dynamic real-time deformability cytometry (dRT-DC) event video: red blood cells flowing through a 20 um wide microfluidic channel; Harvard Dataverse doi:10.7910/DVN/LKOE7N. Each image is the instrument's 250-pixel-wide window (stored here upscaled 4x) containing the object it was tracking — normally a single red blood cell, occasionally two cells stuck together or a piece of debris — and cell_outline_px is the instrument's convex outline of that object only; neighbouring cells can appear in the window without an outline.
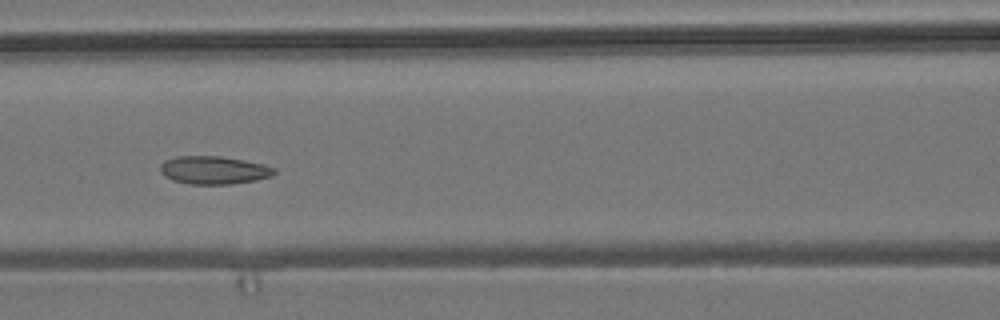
{"species": "common noctule bat (a hibernating species)", "species_latin": "Nyctalus noctula", "temperature_condition": "room temperature", "stored_images_in_passage": 7, "camera_frame_rate_fps": 3000, "um_per_image_px": 0.085, "animal": {"sex": "male", "body_mass_g": 19.2, "forearm_length_mm": 51.8}, "frame": {"image": 1, "passage_image": 7, "time_ms": 2.0, "image_size_px": [1000, 320], "cell_outline_px": [[276, 172], [272, 176], [256, 180], [232, 184], [192, 184], [172, 180], [164, 176], [160, 172], [160, 164], [164, 160], [176, 156], [220, 156], [264, 164], [276, 168]], "centroid_in_image_um": [18.16, 14.46], "position_along_channel_um": 148.4, "area_um2": 18.73}}